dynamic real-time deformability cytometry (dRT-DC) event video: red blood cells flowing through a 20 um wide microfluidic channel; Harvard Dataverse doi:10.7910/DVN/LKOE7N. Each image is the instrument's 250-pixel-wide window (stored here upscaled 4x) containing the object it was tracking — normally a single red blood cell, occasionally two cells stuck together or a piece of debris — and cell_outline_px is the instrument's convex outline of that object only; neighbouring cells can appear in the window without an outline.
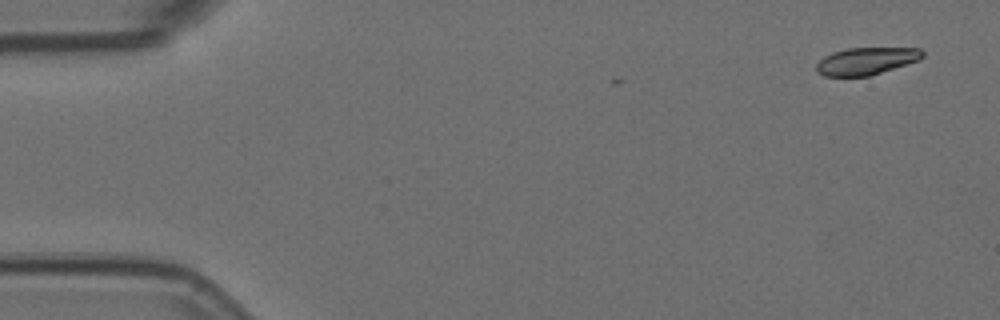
{"species": "Egyptian fruit bat (a non-hibernating species)", "species_latin": "Rousettus aegyptiacus", "temperature_condition": "room temperature", "stored_images_in_passage": 3, "camera_frame_rate_fps": 3000, "um_per_image_px": 0.085, "animal": {"sex": "female"}, "frame": {"image": 1, "passage_image": 1, "time_ms": 0.0, "image_size_px": [1000, 320], "cell_outline_px": [[924, 56], [920, 60], [868, 76], [824, 76], [816, 72], [816, 64], [824, 56], [832, 52], [848, 48], [920, 48], [924, 52]], "centroid_in_image_um": [73.62, 5.18], "position_along_channel_um": 11.4, "area_um2": 16.88}}